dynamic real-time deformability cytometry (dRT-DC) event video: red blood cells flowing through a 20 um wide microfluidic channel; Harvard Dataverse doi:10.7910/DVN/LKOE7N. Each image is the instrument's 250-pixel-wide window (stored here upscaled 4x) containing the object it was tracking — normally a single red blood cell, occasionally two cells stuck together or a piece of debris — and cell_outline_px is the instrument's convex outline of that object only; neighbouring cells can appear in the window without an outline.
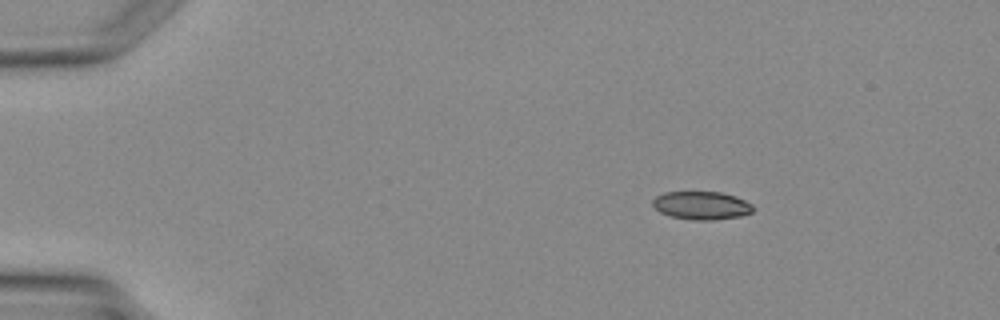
{"species": "Egyptian fruit bat (a non-hibernating species)", "species_latin": "Rousettus aegyptiacus", "temperature_condition": "warm", "stored_images_in_passage": 4, "camera_frame_rate_fps": 3000, "um_per_image_px": 0.085, "animal": {"sex": "female"}, "frame": {"image": 1, "passage_image": 1, "time_ms": 0.0, "image_size_px": [1000, 320], "cell_outline_px": [[756, 208], [752, 212], [740, 216], [712, 220], [696, 220], [668, 216], [660, 212], [652, 204], [652, 200], [656, 196], [664, 192], [720, 192], [736, 196], [752, 204]], "centroid_in_image_um": [59.64, 17.46], "position_along_channel_um": 25.4, "area_um2": 16.53}}
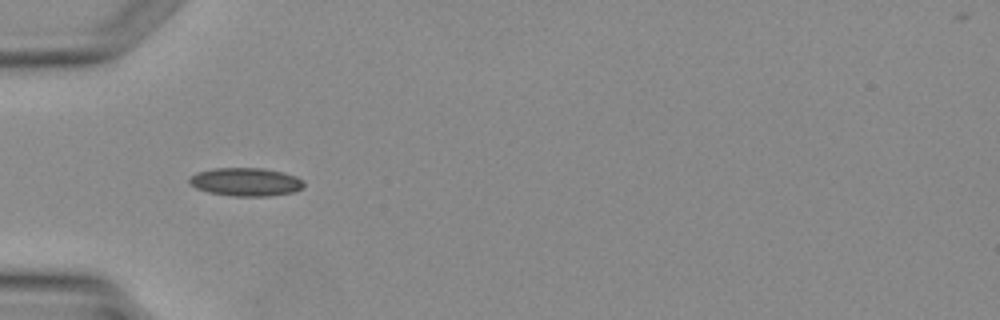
{"frame": {"image": 2, "passage_image": 3, "time_ms": 2.333, "image_size_px": [1000, 320], "cell_outline_px": [[304, 188], [296, 192], [268, 196], [236, 196], [208, 192], [196, 188], [188, 180], [188, 176], [196, 172], [212, 168], [264, 168], [296, 176], [304, 180]], "centroid_in_image_um": [20.9, 15.46], "position_along_channel_um": 64.1, "area_um2": 19.02}}
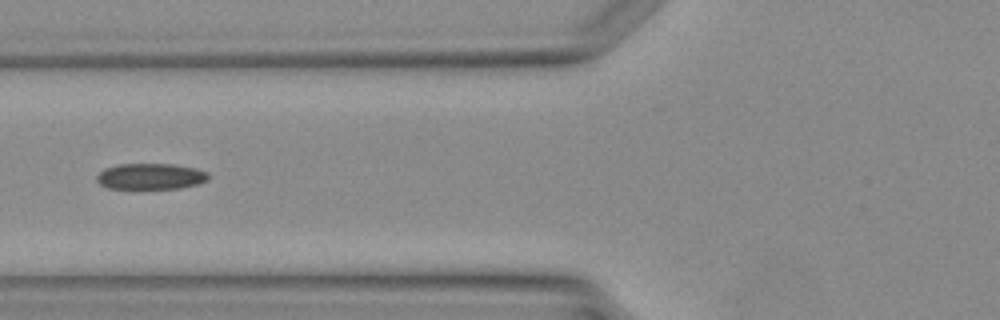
{"frame": {"image": 3, "passage_image": 4, "time_ms": 3.333, "image_size_px": [1000, 320], "cell_outline_px": [[208, 180], [200, 184], [180, 188], [108, 188], [100, 184], [96, 180], [96, 176], [104, 168], [116, 164], [172, 164], [196, 168], [208, 172]], "centroid_in_image_um": [12.81, 14.98], "position_along_channel_um": 113.0, "area_um2": 16.99}}